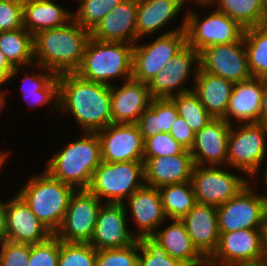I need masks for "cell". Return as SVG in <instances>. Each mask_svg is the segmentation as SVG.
Listing matches in <instances>:
<instances>
[{"label": "cell", "instance_id": "f907efd6", "mask_svg": "<svg viewBox=\"0 0 267 266\" xmlns=\"http://www.w3.org/2000/svg\"><path fill=\"white\" fill-rule=\"evenodd\" d=\"M263 199V209H264V218L267 221V194L262 196Z\"/></svg>", "mask_w": 267, "mask_h": 266}, {"label": "cell", "instance_id": "ee69618b", "mask_svg": "<svg viewBox=\"0 0 267 266\" xmlns=\"http://www.w3.org/2000/svg\"><path fill=\"white\" fill-rule=\"evenodd\" d=\"M23 28V2L0 0V29L13 31Z\"/></svg>", "mask_w": 267, "mask_h": 266}, {"label": "cell", "instance_id": "8d00e7d4", "mask_svg": "<svg viewBox=\"0 0 267 266\" xmlns=\"http://www.w3.org/2000/svg\"><path fill=\"white\" fill-rule=\"evenodd\" d=\"M123 0H80L73 20L84 29L92 31L111 10Z\"/></svg>", "mask_w": 267, "mask_h": 266}, {"label": "cell", "instance_id": "4316f807", "mask_svg": "<svg viewBox=\"0 0 267 266\" xmlns=\"http://www.w3.org/2000/svg\"><path fill=\"white\" fill-rule=\"evenodd\" d=\"M164 230L151 237L158 242L173 258L186 262L190 266H207V259L193 245L181 219H172Z\"/></svg>", "mask_w": 267, "mask_h": 266}, {"label": "cell", "instance_id": "8992f818", "mask_svg": "<svg viewBox=\"0 0 267 266\" xmlns=\"http://www.w3.org/2000/svg\"><path fill=\"white\" fill-rule=\"evenodd\" d=\"M143 181V161H102L93 172L87 190L100 201L106 198V203L123 204L124 198L128 199L144 185Z\"/></svg>", "mask_w": 267, "mask_h": 266}, {"label": "cell", "instance_id": "4fadbf2b", "mask_svg": "<svg viewBox=\"0 0 267 266\" xmlns=\"http://www.w3.org/2000/svg\"><path fill=\"white\" fill-rule=\"evenodd\" d=\"M249 182L250 179H244L217 166L195 165L191 177L197 203L216 207L233 198Z\"/></svg>", "mask_w": 267, "mask_h": 266}, {"label": "cell", "instance_id": "f6af8a7d", "mask_svg": "<svg viewBox=\"0 0 267 266\" xmlns=\"http://www.w3.org/2000/svg\"><path fill=\"white\" fill-rule=\"evenodd\" d=\"M170 135L186 150L192 148L195 133L191 130L186 121L178 116L170 129Z\"/></svg>", "mask_w": 267, "mask_h": 266}, {"label": "cell", "instance_id": "4dcf8cb0", "mask_svg": "<svg viewBox=\"0 0 267 266\" xmlns=\"http://www.w3.org/2000/svg\"><path fill=\"white\" fill-rule=\"evenodd\" d=\"M218 5L217 11L225 13L245 29L267 23L262 0H208L198 2L199 5Z\"/></svg>", "mask_w": 267, "mask_h": 266}, {"label": "cell", "instance_id": "9a60e30c", "mask_svg": "<svg viewBox=\"0 0 267 266\" xmlns=\"http://www.w3.org/2000/svg\"><path fill=\"white\" fill-rule=\"evenodd\" d=\"M96 133L102 161H143L144 140L137 124L111 123Z\"/></svg>", "mask_w": 267, "mask_h": 266}, {"label": "cell", "instance_id": "9c48e42d", "mask_svg": "<svg viewBox=\"0 0 267 266\" xmlns=\"http://www.w3.org/2000/svg\"><path fill=\"white\" fill-rule=\"evenodd\" d=\"M186 18L178 29L163 33L155 41L133 48L132 78L147 83L186 44Z\"/></svg>", "mask_w": 267, "mask_h": 266}, {"label": "cell", "instance_id": "1f68e13d", "mask_svg": "<svg viewBox=\"0 0 267 266\" xmlns=\"http://www.w3.org/2000/svg\"><path fill=\"white\" fill-rule=\"evenodd\" d=\"M0 51L14 68L21 69L23 65L31 66L35 63L33 35L24 27L13 31H2Z\"/></svg>", "mask_w": 267, "mask_h": 266}, {"label": "cell", "instance_id": "8fae6325", "mask_svg": "<svg viewBox=\"0 0 267 266\" xmlns=\"http://www.w3.org/2000/svg\"><path fill=\"white\" fill-rule=\"evenodd\" d=\"M102 201L87 189L71 195L61 227L54 234L67 243H89L97 222Z\"/></svg>", "mask_w": 267, "mask_h": 266}, {"label": "cell", "instance_id": "44dd1931", "mask_svg": "<svg viewBox=\"0 0 267 266\" xmlns=\"http://www.w3.org/2000/svg\"><path fill=\"white\" fill-rule=\"evenodd\" d=\"M138 0H123L90 32L92 38L102 42H137Z\"/></svg>", "mask_w": 267, "mask_h": 266}, {"label": "cell", "instance_id": "f546056e", "mask_svg": "<svg viewBox=\"0 0 267 266\" xmlns=\"http://www.w3.org/2000/svg\"><path fill=\"white\" fill-rule=\"evenodd\" d=\"M178 116L177 107L171 98H153L136 124L145 141L158 133H170Z\"/></svg>", "mask_w": 267, "mask_h": 266}, {"label": "cell", "instance_id": "7c38bea8", "mask_svg": "<svg viewBox=\"0 0 267 266\" xmlns=\"http://www.w3.org/2000/svg\"><path fill=\"white\" fill-rule=\"evenodd\" d=\"M250 182L233 198L217 206L219 233L244 229H263L265 218L262 195Z\"/></svg>", "mask_w": 267, "mask_h": 266}, {"label": "cell", "instance_id": "277c9868", "mask_svg": "<svg viewBox=\"0 0 267 266\" xmlns=\"http://www.w3.org/2000/svg\"><path fill=\"white\" fill-rule=\"evenodd\" d=\"M134 44L102 42L90 37L80 67L74 72L80 78L111 86V80L132 79ZM110 81V82H109Z\"/></svg>", "mask_w": 267, "mask_h": 266}, {"label": "cell", "instance_id": "e0dca14e", "mask_svg": "<svg viewBox=\"0 0 267 266\" xmlns=\"http://www.w3.org/2000/svg\"><path fill=\"white\" fill-rule=\"evenodd\" d=\"M193 63L199 65V53L186 44L148 82V89L152 98H172L177 94L192 91L188 86L185 88L183 84L191 74Z\"/></svg>", "mask_w": 267, "mask_h": 266}, {"label": "cell", "instance_id": "6da1fadb", "mask_svg": "<svg viewBox=\"0 0 267 266\" xmlns=\"http://www.w3.org/2000/svg\"><path fill=\"white\" fill-rule=\"evenodd\" d=\"M58 108L76 119L84 132H97L112 123L111 86L87 81L76 73H61Z\"/></svg>", "mask_w": 267, "mask_h": 266}, {"label": "cell", "instance_id": "5bb4252c", "mask_svg": "<svg viewBox=\"0 0 267 266\" xmlns=\"http://www.w3.org/2000/svg\"><path fill=\"white\" fill-rule=\"evenodd\" d=\"M199 67L204 72L221 76L234 83L252 77L243 38L230 44L206 47L199 53Z\"/></svg>", "mask_w": 267, "mask_h": 266}, {"label": "cell", "instance_id": "681fc988", "mask_svg": "<svg viewBox=\"0 0 267 266\" xmlns=\"http://www.w3.org/2000/svg\"><path fill=\"white\" fill-rule=\"evenodd\" d=\"M262 230H263V252H264L265 265L267 266V221H265Z\"/></svg>", "mask_w": 267, "mask_h": 266}, {"label": "cell", "instance_id": "f5cc1de1", "mask_svg": "<svg viewBox=\"0 0 267 266\" xmlns=\"http://www.w3.org/2000/svg\"><path fill=\"white\" fill-rule=\"evenodd\" d=\"M8 153L6 152H0V170H1V167L2 165L6 162V157L8 156L7 155Z\"/></svg>", "mask_w": 267, "mask_h": 266}, {"label": "cell", "instance_id": "83f0119b", "mask_svg": "<svg viewBox=\"0 0 267 266\" xmlns=\"http://www.w3.org/2000/svg\"><path fill=\"white\" fill-rule=\"evenodd\" d=\"M73 19L72 13L51 0L23 2V27L33 36L51 28H59Z\"/></svg>", "mask_w": 267, "mask_h": 266}, {"label": "cell", "instance_id": "2e32d148", "mask_svg": "<svg viewBox=\"0 0 267 266\" xmlns=\"http://www.w3.org/2000/svg\"><path fill=\"white\" fill-rule=\"evenodd\" d=\"M126 204L105 203L102 205L89 244L96 250L125 248L138 238L126 226Z\"/></svg>", "mask_w": 267, "mask_h": 266}, {"label": "cell", "instance_id": "b9f144b4", "mask_svg": "<svg viewBox=\"0 0 267 266\" xmlns=\"http://www.w3.org/2000/svg\"><path fill=\"white\" fill-rule=\"evenodd\" d=\"M185 150L170 133H158L144 141V157L175 156Z\"/></svg>", "mask_w": 267, "mask_h": 266}, {"label": "cell", "instance_id": "7dc6e473", "mask_svg": "<svg viewBox=\"0 0 267 266\" xmlns=\"http://www.w3.org/2000/svg\"><path fill=\"white\" fill-rule=\"evenodd\" d=\"M8 202L2 203L0 201V242L7 240V220L6 209Z\"/></svg>", "mask_w": 267, "mask_h": 266}, {"label": "cell", "instance_id": "d4e9b609", "mask_svg": "<svg viewBox=\"0 0 267 266\" xmlns=\"http://www.w3.org/2000/svg\"><path fill=\"white\" fill-rule=\"evenodd\" d=\"M263 92V78L251 77L235 82L224 120L232 125L229 118L233 116L244 124L259 123Z\"/></svg>", "mask_w": 267, "mask_h": 266}, {"label": "cell", "instance_id": "60d3db41", "mask_svg": "<svg viewBox=\"0 0 267 266\" xmlns=\"http://www.w3.org/2000/svg\"><path fill=\"white\" fill-rule=\"evenodd\" d=\"M60 240L52 235L38 244L30 245V257L27 266H58Z\"/></svg>", "mask_w": 267, "mask_h": 266}, {"label": "cell", "instance_id": "d6a6232c", "mask_svg": "<svg viewBox=\"0 0 267 266\" xmlns=\"http://www.w3.org/2000/svg\"><path fill=\"white\" fill-rule=\"evenodd\" d=\"M46 73H33L28 75L26 73L23 84H22V93L25 100H31L35 105L42 106L43 104L50 103L53 100V107L58 108V99H59V80L58 75L52 71L45 69ZM30 98L32 99H28ZM30 102V101H29ZM28 102V103H29ZM31 105V104H30Z\"/></svg>", "mask_w": 267, "mask_h": 266}, {"label": "cell", "instance_id": "5b68a950", "mask_svg": "<svg viewBox=\"0 0 267 266\" xmlns=\"http://www.w3.org/2000/svg\"><path fill=\"white\" fill-rule=\"evenodd\" d=\"M32 176L18 194L53 234L61 227L75 188L53 178L46 170Z\"/></svg>", "mask_w": 267, "mask_h": 266}, {"label": "cell", "instance_id": "30bf717a", "mask_svg": "<svg viewBox=\"0 0 267 266\" xmlns=\"http://www.w3.org/2000/svg\"><path fill=\"white\" fill-rule=\"evenodd\" d=\"M187 12L186 41L198 53L208 46L230 44L244 37L245 28L216 9L204 19L190 9Z\"/></svg>", "mask_w": 267, "mask_h": 266}, {"label": "cell", "instance_id": "ac0fdd59", "mask_svg": "<svg viewBox=\"0 0 267 266\" xmlns=\"http://www.w3.org/2000/svg\"><path fill=\"white\" fill-rule=\"evenodd\" d=\"M231 125L223 118H212L195 133L190 149L194 165L218 166L227 164V146ZM206 163V164H205Z\"/></svg>", "mask_w": 267, "mask_h": 266}, {"label": "cell", "instance_id": "7402d4cb", "mask_svg": "<svg viewBox=\"0 0 267 266\" xmlns=\"http://www.w3.org/2000/svg\"><path fill=\"white\" fill-rule=\"evenodd\" d=\"M152 96L148 84L133 78L117 88L111 85L112 123L136 124L142 113L150 106Z\"/></svg>", "mask_w": 267, "mask_h": 266}, {"label": "cell", "instance_id": "7bdbcfd3", "mask_svg": "<svg viewBox=\"0 0 267 266\" xmlns=\"http://www.w3.org/2000/svg\"><path fill=\"white\" fill-rule=\"evenodd\" d=\"M0 266H27L30 257V244L1 241Z\"/></svg>", "mask_w": 267, "mask_h": 266}, {"label": "cell", "instance_id": "11a10c76", "mask_svg": "<svg viewBox=\"0 0 267 266\" xmlns=\"http://www.w3.org/2000/svg\"><path fill=\"white\" fill-rule=\"evenodd\" d=\"M262 5L266 14V18H267V0H262Z\"/></svg>", "mask_w": 267, "mask_h": 266}, {"label": "cell", "instance_id": "52a82bcc", "mask_svg": "<svg viewBox=\"0 0 267 266\" xmlns=\"http://www.w3.org/2000/svg\"><path fill=\"white\" fill-rule=\"evenodd\" d=\"M222 265L264 266L263 230L244 229L220 233L218 246L207 259V266Z\"/></svg>", "mask_w": 267, "mask_h": 266}, {"label": "cell", "instance_id": "484cf974", "mask_svg": "<svg viewBox=\"0 0 267 266\" xmlns=\"http://www.w3.org/2000/svg\"><path fill=\"white\" fill-rule=\"evenodd\" d=\"M195 84L192 91L198 96L204 109L213 118H225L234 82L221 76L204 72L199 65L194 69Z\"/></svg>", "mask_w": 267, "mask_h": 266}, {"label": "cell", "instance_id": "ffe728a7", "mask_svg": "<svg viewBox=\"0 0 267 266\" xmlns=\"http://www.w3.org/2000/svg\"><path fill=\"white\" fill-rule=\"evenodd\" d=\"M194 166L189 150L175 156L143 157L144 184L159 189L191 181Z\"/></svg>", "mask_w": 267, "mask_h": 266}, {"label": "cell", "instance_id": "db71d44e", "mask_svg": "<svg viewBox=\"0 0 267 266\" xmlns=\"http://www.w3.org/2000/svg\"><path fill=\"white\" fill-rule=\"evenodd\" d=\"M0 64H10L5 55L0 51Z\"/></svg>", "mask_w": 267, "mask_h": 266}, {"label": "cell", "instance_id": "d590c367", "mask_svg": "<svg viewBox=\"0 0 267 266\" xmlns=\"http://www.w3.org/2000/svg\"><path fill=\"white\" fill-rule=\"evenodd\" d=\"M182 117L194 133L199 132L213 117L204 109L198 96L189 91L171 98Z\"/></svg>", "mask_w": 267, "mask_h": 266}, {"label": "cell", "instance_id": "74e56055", "mask_svg": "<svg viewBox=\"0 0 267 266\" xmlns=\"http://www.w3.org/2000/svg\"><path fill=\"white\" fill-rule=\"evenodd\" d=\"M139 240L138 266H190L167 254L166 250L152 237H141Z\"/></svg>", "mask_w": 267, "mask_h": 266}, {"label": "cell", "instance_id": "9f6ffc18", "mask_svg": "<svg viewBox=\"0 0 267 266\" xmlns=\"http://www.w3.org/2000/svg\"><path fill=\"white\" fill-rule=\"evenodd\" d=\"M263 180L265 181V184L267 186V163H266L265 175H264V179Z\"/></svg>", "mask_w": 267, "mask_h": 266}, {"label": "cell", "instance_id": "f35d334b", "mask_svg": "<svg viewBox=\"0 0 267 266\" xmlns=\"http://www.w3.org/2000/svg\"><path fill=\"white\" fill-rule=\"evenodd\" d=\"M97 250L89 243H67L60 240L58 266H96Z\"/></svg>", "mask_w": 267, "mask_h": 266}, {"label": "cell", "instance_id": "bcb514c9", "mask_svg": "<svg viewBox=\"0 0 267 266\" xmlns=\"http://www.w3.org/2000/svg\"><path fill=\"white\" fill-rule=\"evenodd\" d=\"M19 67H13L11 64H0V88L12 77L17 75Z\"/></svg>", "mask_w": 267, "mask_h": 266}, {"label": "cell", "instance_id": "816d5d0a", "mask_svg": "<svg viewBox=\"0 0 267 266\" xmlns=\"http://www.w3.org/2000/svg\"><path fill=\"white\" fill-rule=\"evenodd\" d=\"M5 96H6L5 92L0 90V112L5 107V102H6Z\"/></svg>", "mask_w": 267, "mask_h": 266}, {"label": "cell", "instance_id": "7a4b0ae2", "mask_svg": "<svg viewBox=\"0 0 267 266\" xmlns=\"http://www.w3.org/2000/svg\"><path fill=\"white\" fill-rule=\"evenodd\" d=\"M91 37L73 19L59 28L38 32L33 36L34 60L41 69L61 73H74L81 65L86 44Z\"/></svg>", "mask_w": 267, "mask_h": 266}, {"label": "cell", "instance_id": "6f0895ef", "mask_svg": "<svg viewBox=\"0 0 267 266\" xmlns=\"http://www.w3.org/2000/svg\"><path fill=\"white\" fill-rule=\"evenodd\" d=\"M197 1L198 2H207L208 0H195V2Z\"/></svg>", "mask_w": 267, "mask_h": 266}, {"label": "cell", "instance_id": "680465c9", "mask_svg": "<svg viewBox=\"0 0 267 266\" xmlns=\"http://www.w3.org/2000/svg\"><path fill=\"white\" fill-rule=\"evenodd\" d=\"M263 80H264L265 82H267V75L263 78Z\"/></svg>", "mask_w": 267, "mask_h": 266}, {"label": "cell", "instance_id": "e575fe53", "mask_svg": "<svg viewBox=\"0 0 267 266\" xmlns=\"http://www.w3.org/2000/svg\"><path fill=\"white\" fill-rule=\"evenodd\" d=\"M243 41L251 76L264 78L267 75V23L245 29Z\"/></svg>", "mask_w": 267, "mask_h": 266}, {"label": "cell", "instance_id": "603a6c76", "mask_svg": "<svg viewBox=\"0 0 267 266\" xmlns=\"http://www.w3.org/2000/svg\"><path fill=\"white\" fill-rule=\"evenodd\" d=\"M193 245L208 259L219 241L217 207L197 203L182 219Z\"/></svg>", "mask_w": 267, "mask_h": 266}, {"label": "cell", "instance_id": "836d02e7", "mask_svg": "<svg viewBox=\"0 0 267 266\" xmlns=\"http://www.w3.org/2000/svg\"><path fill=\"white\" fill-rule=\"evenodd\" d=\"M159 191L169 219H182L197 204L191 181L166 185Z\"/></svg>", "mask_w": 267, "mask_h": 266}, {"label": "cell", "instance_id": "3957f363", "mask_svg": "<svg viewBox=\"0 0 267 266\" xmlns=\"http://www.w3.org/2000/svg\"><path fill=\"white\" fill-rule=\"evenodd\" d=\"M81 138L68 143L61 152H56L45 169L53 178L76 190L89 187L93 172L102 162L97 133L84 132Z\"/></svg>", "mask_w": 267, "mask_h": 266}, {"label": "cell", "instance_id": "ab89813d", "mask_svg": "<svg viewBox=\"0 0 267 266\" xmlns=\"http://www.w3.org/2000/svg\"><path fill=\"white\" fill-rule=\"evenodd\" d=\"M139 240L125 248L97 250L96 266H138Z\"/></svg>", "mask_w": 267, "mask_h": 266}, {"label": "cell", "instance_id": "d6986e66", "mask_svg": "<svg viewBox=\"0 0 267 266\" xmlns=\"http://www.w3.org/2000/svg\"><path fill=\"white\" fill-rule=\"evenodd\" d=\"M7 241L38 244L54 235L32 212L17 193L8 201L6 209Z\"/></svg>", "mask_w": 267, "mask_h": 266}, {"label": "cell", "instance_id": "cb8c5ba5", "mask_svg": "<svg viewBox=\"0 0 267 266\" xmlns=\"http://www.w3.org/2000/svg\"><path fill=\"white\" fill-rule=\"evenodd\" d=\"M134 221L140 232H134L139 239L151 237L160 225L167 220L163 210L160 191L156 187L143 185L127 199Z\"/></svg>", "mask_w": 267, "mask_h": 266}, {"label": "cell", "instance_id": "c3c4849f", "mask_svg": "<svg viewBox=\"0 0 267 266\" xmlns=\"http://www.w3.org/2000/svg\"><path fill=\"white\" fill-rule=\"evenodd\" d=\"M259 123L267 125V82L265 81H264V92L262 95Z\"/></svg>", "mask_w": 267, "mask_h": 266}, {"label": "cell", "instance_id": "ba28073f", "mask_svg": "<svg viewBox=\"0 0 267 266\" xmlns=\"http://www.w3.org/2000/svg\"><path fill=\"white\" fill-rule=\"evenodd\" d=\"M238 130L233 124L229 131L227 164L237 168L251 178L259 173L266 154L267 125L261 123L240 124Z\"/></svg>", "mask_w": 267, "mask_h": 266}, {"label": "cell", "instance_id": "f1b7e54d", "mask_svg": "<svg viewBox=\"0 0 267 266\" xmlns=\"http://www.w3.org/2000/svg\"><path fill=\"white\" fill-rule=\"evenodd\" d=\"M186 0H138L136 29L137 42L145 34L161 30L183 8Z\"/></svg>", "mask_w": 267, "mask_h": 266}]
</instances>
